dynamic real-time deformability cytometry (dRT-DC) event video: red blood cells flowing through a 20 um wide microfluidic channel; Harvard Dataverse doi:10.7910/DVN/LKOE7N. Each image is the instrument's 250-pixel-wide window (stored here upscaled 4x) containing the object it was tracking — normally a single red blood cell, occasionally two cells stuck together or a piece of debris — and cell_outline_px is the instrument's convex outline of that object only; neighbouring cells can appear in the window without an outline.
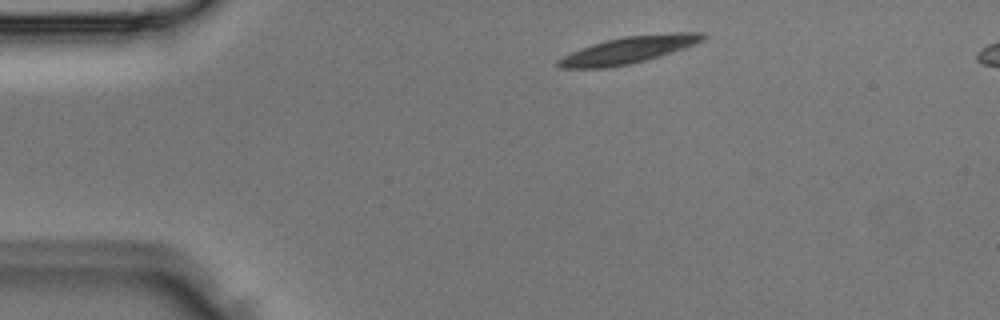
{"species": "Egyptian fruit bat (a non-hibernating species)", "species_latin": "Rousettus aegyptiacus", "temperature_condition": "room temperature", "stored_images_in_passage": 2, "camera_frame_rate_fps": 3000, "um_per_image_px": 0.085, "animal": {"sex": "male"}, "frame": {"image": 1, "passage_image": 1, "time_ms": 0.0, "image_size_px": [1000, 320], "cell_outline_px": [[708, 36], [704, 40], [696, 44], [660, 56], [628, 64], [604, 68], [560, 68], [556, 64], [556, 60], [580, 48], [592, 44], [624, 36], [676, 32], [704, 32]], "centroid_in_image_um": [53.47, 4.23], "position_along_channel_um": 31.5, "area_um2": 22.54}}